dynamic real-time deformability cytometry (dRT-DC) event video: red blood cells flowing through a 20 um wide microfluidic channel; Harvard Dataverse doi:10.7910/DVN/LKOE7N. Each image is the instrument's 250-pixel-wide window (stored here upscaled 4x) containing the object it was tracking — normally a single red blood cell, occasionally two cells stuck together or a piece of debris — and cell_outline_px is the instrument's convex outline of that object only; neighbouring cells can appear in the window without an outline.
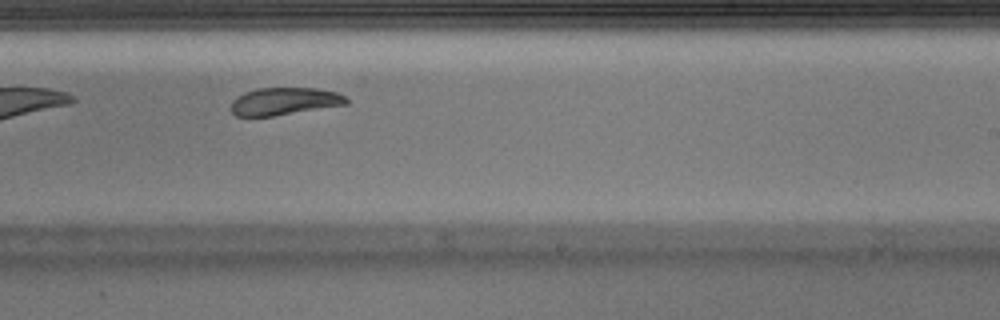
{"species": "Egyptian fruit bat (a non-hibernating species)", "species_latin": "Rousettus aegyptiacus", "temperature_condition": "warm", "stored_images_in_passage": 35, "camera_frame_rate_fps": 3000, "um_per_image_px": 0.085, "animal": {"sex": "male"}, "frame": {"image": 1, "passage_image": 16, "time_ms": 5.0, "image_size_px": [1000, 320], "cell_outline_px": [[348, 104], [272, 116], [236, 116], [232, 112], [232, 100], [236, 96], [244, 92], [256, 88], [316, 88], [336, 92], [348, 96]], "centroid_in_image_um": [24.18, 8.6], "position_along_channel_um": 264.8, "area_um2": 18.5}, "authors_computed_cell_mechanics": {"area_um2": 19.9988, "velocity_mm_per_s": 3.9708, "shape_relaxation_time_tau1_ms": 5.945, "shape_relaxation_time_tau2_ms": 2.729, "deformation_change_tau1": 0.1855, "deformation_change_tau2": 0.0865}}